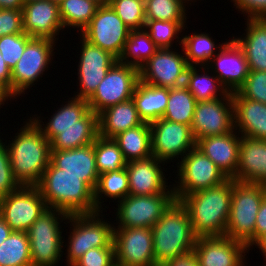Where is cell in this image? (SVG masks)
<instances>
[{
    "instance_id": "6da1fadb",
    "label": "cell",
    "mask_w": 266,
    "mask_h": 266,
    "mask_svg": "<svg viewBox=\"0 0 266 266\" xmlns=\"http://www.w3.org/2000/svg\"><path fill=\"white\" fill-rule=\"evenodd\" d=\"M233 179L181 197L197 238L224 236L229 218Z\"/></svg>"
},
{
    "instance_id": "7a4b0ae2",
    "label": "cell",
    "mask_w": 266,
    "mask_h": 266,
    "mask_svg": "<svg viewBox=\"0 0 266 266\" xmlns=\"http://www.w3.org/2000/svg\"><path fill=\"white\" fill-rule=\"evenodd\" d=\"M18 131L7 146L13 176L20 186H37L50 163V141L31 117Z\"/></svg>"
},
{
    "instance_id": "3957f363",
    "label": "cell",
    "mask_w": 266,
    "mask_h": 266,
    "mask_svg": "<svg viewBox=\"0 0 266 266\" xmlns=\"http://www.w3.org/2000/svg\"><path fill=\"white\" fill-rule=\"evenodd\" d=\"M37 188L48 208L73 214L96 212L94 190L77 175L64 173L51 161Z\"/></svg>"
},
{
    "instance_id": "277c9868",
    "label": "cell",
    "mask_w": 266,
    "mask_h": 266,
    "mask_svg": "<svg viewBox=\"0 0 266 266\" xmlns=\"http://www.w3.org/2000/svg\"><path fill=\"white\" fill-rule=\"evenodd\" d=\"M157 266L193 251L197 237L186 208L175 200L152 227Z\"/></svg>"
},
{
    "instance_id": "5b68a950",
    "label": "cell",
    "mask_w": 266,
    "mask_h": 266,
    "mask_svg": "<svg viewBox=\"0 0 266 266\" xmlns=\"http://www.w3.org/2000/svg\"><path fill=\"white\" fill-rule=\"evenodd\" d=\"M265 198L262 184L242 183L233 179L231 208L225 235L242 242L248 249L255 244V222Z\"/></svg>"
},
{
    "instance_id": "8992f818",
    "label": "cell",
    "mask_w": 266,
    "mask_h": 266,
    "mask_svg": "<svg viewBox=\"0 0 266 266\" xmlns=\"http://www.w3.org/2000/svg\"><path fill=\"white\" fill-rule=\"evenodd\" d=\"M69 215L58 209L48 208L26 231L31 249L32 266H56L62 257V231L60 219Z\"/></svg>"
},
{
    "instance_id": "52a82bcc",
    "label": "cell",
    "mask_w": 266,
    "mask_h": 266,
    "mask_svg": "<svg viewBox=\"0 0 266 266\" xmlns=\"http://www.w3.org/2000/svg\"><path fill=\"white\" fill-rule=\"evenodd\" d=\"M100 212L69 215L73 228L68 237L67 266H73L91 248L114 247V225L100 219Z\"/></svg>"
},
{
    "instance_id": "ba28073f",
    "label": "cell",
    "mask_w": 266,
    "mask_h": 266,
    "mask_svg": "<svg viewBox=\"0 0 266 266\" xmlns=\"http://www.w3.org/2000/svg\"><path fill=\"white\" fill-rule=\"evenodd\" d=\"M177 164L178 181L173 187L176 200L196 191L217 186L228 178L196 146L192 148Z\"/></svg>"
},
{
    "instance_id": "9c48e42d",
    "label": "cell",
    "mask_w": 266,
    "mask_h": 266,
    "mask_svg": "<svg viewBox=\"0 0 266 266\" xmlns=\"http://www.w3.org/2000/svg\"><path fill=\"white\" fill-rule=\"evenodd\" d=\"M139 81L137 67L120 63L117 60L95 92L87 99L90 110L98 115L108 107L132 99Z\"/></svg>"
},
{
    "instance_id": "30bf717a",
    "label": "cell",
    "mask_w": 266,
    "mask_h": 266,
    "mask_svg": "<svg viewBox=\"0 0 266 266\" xmlns=\"http://www.w3.org/2000/svg\"><path fill=\"white\" fill-rule=\"evenodd\" d=\"M55 41L47 38H32L25 51L11 70V99L22 95L44 74L51 63Z\"/></svg>"
},
{
    "instance_id": "8fae6325",
    "label": "cell",
    "mask_w": 266,
    "mask_h": 266,
    "mask_svg": "<svg viewBox=\"0 0 266 266\" xmlns=\"http://www.w3.org/2000/svg\"><path fill=\"white\" fill-rule=\"evenodd\" d=\"M130 31L110 5H102L80 35L119 60Z\"/></svg>"
},
{
    "instance_id": "7c38bea8",
    "label": "cell",
    "mask_w": 266,
    "mask_h": 266,
    "mask_svg": "<svg viewBox=\"0 0 266 266\" xmlns=\"http://www.w3.org/2000/svg\"><path fill=\"white\" fill-rule=\"evenodd\" d=\"M46 209L37 186H20L0 199V216L12 231L26 232Z\"/></svg>"
},
{
    "instance_id": "4fadbf2b",
    "label": "cell",
    "mask_w": 266,
    "mask_h": 266,
    "mask_svg": "<svg viewBox=\"0 0 266 266\" xmlns=\"http://www.w3.org/2000/svg\"><path fill=\"white\" fill-rule=\"evenodd\" d=\"M175 200V194L128 195L118 201L116 227L152 228Z\"/></svg>"
},
{
    "instance_id": "5bb4252c",
    "label": "cell",
    "mask_w": 266,
    "mask_h": 266,
    "mask_svg": "<svg viewBox=\"0 0 266 266\" xmlns=\"http://www.w3.org/2000/svg\"><path fill=\"white\" fill-rule=\"evenodd\" d=\"M234 130L232 92L223 98L197 102L191 124L195 141L204 137L223 135Z\"/></svg>"
},
{
    "instance_id": "9a60e30c",
    "label": "cell",
    "mask_w": 266,
    "mask_h": 266,
    "mask_svg": "<svg viewBox=\"0 0 266 266\" xmlns=\"http://www.w3.org/2000/svg\"><path fill=\"white\" fill-rule=\"evenodd\" d=\"M189 67L185 54H178L170 48L158 49L139 68L140 81L155 87H179L185 85L186 73Z\"/></svg>"
},
{
    "instance_id": "2e32d148",
    "label": "cell",
    "mask_w": 266,
    "mask_h": 266,
    "mask_svg": "<svg viewBox=\"0 0 266 266\" xmlns=\"http://www.w3.org/2000/svg\"><path fill=\"white\" fill-rule=\"evenodd\" d=\"M113 244L120 266H157L154 259L152 228H116Z\"/></svg>"
},
{
    "instance_id": "e0dca14e",
    "label": "cell",
    "mask_w": 266,
    "mask_h": 266,
    "mask_svg": "<svg viewBox=\"0 0 266 266\" xmlns=\"http://www.w3.org/2000/svg\"><path fill=\"white\" fill-rule=\"evenodd\" d=\"M152 155L167 163L196 146L191 127L160 118L150 123Z\"/></svg>"
},
{
    "instance_id": "ac0fdd59",
    "label": "cell",
    "mask_w": 266,
    "mask_h": 266,
    "mask_svg": "<svg viewBox=\"0 0 266 266\" xmlns=\"http://www.w3.org/2000/svg\"><path fill=\"white\" fill-rule=\"evenodd\" d=\"M80 37L81 50L78 64L80 90H78V94H75V97L88 99L117 59L109 52L90 43L81 35Z\"/></svg>"
},
{
    "instance_id": "d6986e66",
    "label": "cell",
    "mask_w": 266,
    "mask_h": 266,
    "mask_svg": "<svg viewBox=\"0 0 266 266\" xmlns=\"http://www.w3.org/2000/svg\"><path fill=\"white\" fill-rule=\"evenodd\" d=\"M193 252L199 266H244L243 259L249 249L242 242L224 235L197 238Z\"/></svg>"
},
{
    "instance_id": "ffe728a7",
    "label": "cell",
    "mask_w": 266,
    "mask_h": 266,
    "mask_svg": "<svg viewBox=\"0 0 266 266\" xmlns=\"http://www.w3.org/2000/svg\"><path fill=\"white\" fill-rule=\"evenodd\" d=\"M162 163L165 164L153 155L127 162L125 168L128 173L129 195L174 194L173 187L166 185L168 182L164 176V167L162 169L160 166Z\"/></svg>"
},
{
    "instance_id": "44dd1931",
    "label": "cell",
    "mask_w": 266,
    "mask_h": 266,
    "mask_svg": "<svg viewBox=\"0 0 266 266\" xmlns=\"http://www.w3.org/2000/svg\"><path fill=\"white\" fill-rule=\"evenodd\" d=\"M31 118L50 141L51 150H70L90 145L98 136V115L89 110L82 117V126L43 127L44 122ZM43 122V124H41Z\"/></svg>"
},
{
    "instance_id": "7402d4cb",
    "label": "cell",
    "mask_w": 266,
    "mask_h": 266,
    "mask_svg": "<svg viewBox=\"0 0 266 266\" xmlns=\"http://www.w3.org/2000/svg\"><path fill=\"white\" fill-rule=\"evenodd\" d=\"M210 62L207 67L214 71L213 73L228 92L237 91L249 74L243 50L233 39L219 49Z\"/></svg>"
},
{
    "instance_id": "603a6c76",
    "label": "cell",
    "mask_w": 266,
    "mask_h": 266,
    "mask_svg": "<svg viewBox=\"0 0 266 266\" xmlns=\"http://www.w3.org/2000/svg\"><path fill=\"white\" fill-rule=\"evenodd\" d=\"M23 12V30L32 38H47L53 41L64 30L59 4L49 0H35L25 3Z\"/></svg>"
},
{
    "instance_id": "cb8c5ba5",
    "label": "cell",
    "mask_w": 266,
    "mask_h": 266,
    "mask_svg": "<svg viewBox=\"0 0 266 266\" xmlns=\"http://www.w3.org/2000/svg\"><path fill=\"white\" fill-rule=\"evenodd\" d=\"M50 161L64 170V173L77 175L93 190L98 183V170L95 158V142L70 150H51Z\"/></svg>"
},
{
    "instance_id": "d4e9b609",
    "label": "cell",
    "mask_w": 266,
    "mask_h": 266,
    "mask_svg": "<svg viewBox=\"0 0 266 266\" xmlns=\"http://www.w3.org/2000/svg\"><path fill=\"white\" fill-rule=\"evenodd\" d=\"M234 130L223 135L198 139L196 147L200 149L226 175L233 178L239 162L240 134ZM240 136V137H239Z\"/></svg>"
},
{
    "instance_id": "484cf974",
    "label": "cell",
    "mask_w": 266,
    "mask_h": 266,
    "mask_svg": "<svg viewBox=\"0 0 266 266\" xmlns=\"http://www.w3.org/2000/svg\"><path fill=\"white\" fill-rule=\"evenodd\" d=\"M232 179L242 183L266 184V140L241 135L237 172Z\"/></svg>"
},
{
    "instance_id": "4316f807",
    "label": "cell",
    "mask_w": 266,
    "mask_h": 266,
    "mask_svg": "<svg viewBox=\"0 0 266 266\" xmlns=\"http://www.w3.org/2000/svg\"><path fill=\"white\" fill-rule=\"evenodd\" d=\"M235 130L242 136L266 140V104L232 92Z\"/></svg>"
},
{
    "instance_id": "83f0119b",
    "label": "cell",
    "mask_w": 266,
    "mask_h": 266,
    "mask_svg": "<svg viewBox=\"0 0 266 266\" xmlns=\"http://www.w3.org/2000/svg\"><path fill=\"white\" fill-rule=\"evenodd\" d=\"M135 103L132 99L108 107L98 114V135L114 138L127 129L141 125Z\"/></svg>"
},
{
    "instance_id": "f1b7e54d",
    "label": "cell",
    "mask_w": 266,
    "mask_h": 266,
    "mask_svg": "<svg viewBox=\"0 0 266 266\" xmlns=\"http://www.w3.org/2000/svg\"><path fill=\"white\" fill-rule=\"evenodd\" d=\"M245 37L233 38L251 71H266V18L247 19Z\"/></svg>"
},
{
    "instance_id": "f546056e",
    "label": "cell",
    "mask_w": 266,
    "mask_h": 266,
    "mask_svg": "<svg viewBox=\"0 0 266 266\" xmlns=\"http://www.w3.org/2000/svg\"><path fill=\"white\" fill-rule=\"evenodd\" d=\"M169 98V88L138 82L132 100L143 122L151 123L163 117Z\"/></svg>"
},
{
    "instance_id": "4dcf8cb0",
    "label": "cell",
    "mask_w": 266,
    "mask_h": 266,
    "mask_svg": "<svg viewBox=\"0 0 266 266\" xmlns=\"http://www.w3.org/2000/svg\"><path fill=\"white\" fill-rule=\"evenodd\" d=\"M113 139L118 143L127 162L152 156L151 128L148 122L127 129Z\"/></svg>"
},
{
    "instance_id": "1f68e13d",
    "label": "cell",
    "mask_w": 266,
    "mask_h": 266,
    "mask_svg": "<svg viewBox=\"0 0 266 266\" xmlns=\"http://www.w3.org/2000/svg\"><path fill=\"white\" fill-rule=\"evenodd\" d=\"M199 68L204 70L201 71L197 69L196 66H190L187 70L185 80V86L195 97L197 102L213 100L220 97L223 98L229 93L214 74L212 76L209 75V68H207V66Z\"/></svg>"
},
{
    "instance_id": "d6a6232c",
    "label": "cell",
    "mask_w": 266,
    "mask_h": 266,
    "mask_svg": "<svg viewBox=\"0 0 266 266\" xmlns=\"http://www.w3.org/2000/svg\"><path fill=\"white\" fill-rule=\"evenodd\" d=\"M197 101L185 85L169 88L163 119L191 127Z\"/></svg>"
},
{
    "instance_id": "836d02e7",
    "label": "cell",
    "mask_w": 266,
    "mask_h": 266,
    "mask_svg": "<svg viewBox=\"0 0 266 266\" xmlns=\"http://www.w3.org/2000/svg\"><path fill=\"white\" fill-rule=\"evenodd\" d=\"M150 35L144 29L131 30L119 62L138 69L158 50ZM128 58V59H127ZM131 60H130V59Z\"/></svg>"
},
{
    "instance_id": "e575fe53",
    "label": "cell",
    "mask_w": 266,
    "mask_h": 266,
    "mask_svg": "<svg viewBox=\"0 0 266 266\" xmlns=\"http://www.w3.org/2000/svg\"><path fill=\"white\" fill-rule=\"evenodd\" d=\"M215 45V42L207 33H194L182 37V51L189 66H207L216 55L217 48L221 49L225 44ZM216 50V51H214ZM215 52V53H214Z\"/></svg>"
},
{
    "instance_id": "d590c367",
    "label": "cell",
    "mask_w": 266,
    "mask_h": 266,
    "mask_svg": "<svg viewBox=\"0 0 266 266\" xmlns=\"http://www.w3.org/2000/svg\"><path fill=\"white\" fill-rule=\"evenodd\" d=\"M102 194H104L102 196ZM129 195L128 173L126 168L105 172L99 175L98 183L94 190V200L96 212L100 211L103 207L101 205V198L109 197L114 200L121 201ZM100 196V197H99Z\"/></svg>"
},
{
    "instance_id": "8d00e7d4",
    "label": "cell",
    "mask_w": 266,
    "mask_h": 266,
    "mask_svg": "<svg viewBox=\"0 0 266 266\" xmlns=\"http://www.w3.org/2000/svg\"><path fill=\"white\" fill-rule=\"evenodd\" d=\"M0 266H32L26 232L12 231L0 245Z\"/></svg>"
},
{
    "instance_id": "74e56055",
    "label": "cell",
    "mask_w": 266,
    "mask_h": 266,
    "mask_svg": "<svg viewBox=\"0 0 266 266\" xmlns=\"http://www.w3.org/2000/svg\"><path fill=\"white\" fill-rule=\"evenodd\" d=\"M98 6L93 0H62L59 3V15L63 28H80L78 30L81 33L91 22Z\"/></svg>"
},
{
    "instance_id": "f35d334b",
    "label": "cell",
    "mask_w": 266,
    "mask_h": 266,
    "mask_svg": "<svg viewBox=\"0 0 266 266\" xmlns=\"http://www.w3.org/2000/svg\"><path fill=\"white\" fill-rule=\"evenodd\" d=\"M95 158L98 174L124 169L127 165L118 143L113 138L98 135L95 139Z\"/></svg>"
},
{
    "instance_id": "ab89813d",
    "label": "cell",
    "mask_w": 266,
    "mask_h": 266,
    "mask_svg": "<svg viewBox=\"0 0 266 266\" xmlns=\"http://www.w3.org/2000/svg\"><path fill=\"white\" fill-rule=\"evenodd\" d=\"M192 0H144L146 20L186 22L185 3Z\"/></svg>"
},
{
    "instance_id": "60d3db41",
    "label": "cell",
    "mask_w": 266,
    "mask_h": 266,
    "mask_svg": "<svg viewBox=\"0 0 266 266\" xmlns=\"http://www.w3.org/2000/svg\"><path fill=\"white\" fill-rule=\"evenodd\" d=\"M186 22L146 20L144 30L150 35L155 45L159 48H171L174 38L182 45V38L178 37L185 30ZM181 41H180V40Z\"/></svg>"
},
{
    "instance_id": "b9f144b4",
    "label": "cell",
    "mask_w": 266,
    "mask_h": 266,
    "mask_svg": "<svg viewBox=\"0 0 266 266\" xmlns=\"http://www.w3.org/2000/svg\"><path fill=\"white\" fill-rule=\"evenodd\" d=\"M61 105L44 127L82 126V117L90 110L87 99L77 97Z\"/></svg>"
},
{
    "instance_id": "7bdbcfd3",
    "label": "cell",
    "mask_w": 266,
    "mask_h": 266,
    "mask_svg": "<svg viewBox=\"0 0 266 266\" xmlns=\"http://www.w3.org/2000/svg\"><path fill=\"white\" fill-rule=\"evenodd\" d=\"M110 6L130 30L144 29V0H111Z\"/></svg>"
},
{
    "instance_id": "ee69618b",
    "label": "cell",
    "mask_w": 266,
    "mask_h": 266,
    "mask_svg": "<svg viewBox=\"0 0 266 266\" xmlns=\"http://www.w3.org/2000/svg\"><path fill=\"white\" fill-rule=\"evenodd\" d=\"M32 39L26 33L10 34L0 37V52L7 66L12 70Z\"/></svg>"
},
{
    "instance_id": "f6af8a7d",
    "label": "cell",
    "mask_w": 266,
    "mask_h": 266,
    "mask_svg": "<svg viewBox=\"0 0 266 266\" xmlns=\"http://www.w3.org/2000/svg\"><path fill=\"white\" fill-rule=\"evenodd\" d=\"M243 97L266 104V71H251L237 90Z\"/></svg>"
},
{
    "instance_id": "bcb514c9",
    "label": "cell",
    "mask_w": 266,
    "mask_h": 266,
    "mask_svg": "<svg viewBox=\"0 0 266 266\" xmlns=\"http://www.w3.org/2000/svg\"><path fill=\"white\" fill-rule=\"evenodd\" d=\"M19 187L13 176L7 145L0 139V199Z\"/></svg>"
},
{
    "instance_id": "7dc6e473",
    "label": "cell",
    "mask_w": 266,
    "mask_h": 266,
    "mask_svg": "<svg viewBox=\"0 0 266 266\" xmlns=\"http://www.w3.org/2000/svg\"><path fill=\"white\" fill-rule=\"evenodd\" d=\"M114 247H98L88 250L73 266H115Z\"/></svg>"
},
{
    "instance_id": "c3c4849f",
    "label": "cell",
    "mask_w": 266,
    "mask_h": 266,
    "mask_svg": "<svg viewBox=\"0 0 266 266\" xmlns=\"http://www.w3.org/2000/svg\"><path fill=\"white\" fill-rule=\"evenodd\" d=\"M23 32L22 10L0 9V37Z\"/></svg>"
},
{
    "instance_id": "681fc988",
    "label": "cell",
    "mask_w": 266,
    "mask_h": 266,
    "mask_svg": "<svg viewBox=\"0 0 266 266\" xmlns=\"http://www.w3.org/2000/svg\"><path fill=\"white\" fill-rule=\"evenodd\" d=\"M234 6L243 13L248 14V19L266 18V0H232Z\"/></svg>"
},
{
    "instance_id": "f907efd6",
    "label": "cell",
    "mask_w": 266,
    "mask_h": 266,
    "mask_svg": "<svg viewBox=\"0 0 266 266\" xmlns=\"http://www.w3.org/2000/svg\"><path fill=\"white\" fill-rule=\"evenodd\" d=\"M266 234V197L260 204L255 222V243Z\"/></svg>"
},
{
    "instance_id": "816d5d0a",
    "label": "cell",
    "mask_w": 266,
    "mask_h": 266,
    "mask_svg": "<svg viewBox=\"0 0 266 266\" xmlns=\"http://www.w3.org/2000/svg\"><path fill=\"white\" fill-rule=\"evenodd\" d=\"M0 86L11 97V69L7 66L0 52Z\"/></svg>"
},
{
    "instance_id": "f5cc1de1",
    "label": "cell",
    "mask_w": 266,
    "mask_h": 266,
    "mask_svg": "<svg viewBox=\"0 0 266 266\" xmlns=\"http://www.w3.org/2000/svg\"><path fill=\"white\" fill-rule=\"evenodd\" d=\"M162 266H199V263L195 253L192 251L180 257L173 258Z\"/></svg>"
},
{
    "instance_id": "db71d44e",
    "label": "cell",
    "mask_w": 266,
    "mask_h": 266,
    "mask_svg": "<svg viewBox=\"0 0 266 266\" xmlns=\"http://www.w3.org/2000/svg\"><path fill=\"white\" fill-rule=\"evenodd\" d=\"M23 0H0V9L22 10Z\"/></svg>"
},
{
    "instance_id": "11a10c76",
    "label": "cell",
    "mask_w": 266,
    "mask_h": 266,
    "mask_svg": "<svg viewBox=\"0 0 266 266\" xmlns=\"http://www.w3.org/2000/svg\"><path fill=\"white\" fill-rule=\"evenodd\" d=\"M11 232H12V229L0 216V245L3 243V241H5V239L8 238Z\"/></svg>"
},
{
    "instance_id": "9f6ffc18",
    "label": "cell",
    "mask_w": 266,
    "mask_h": 266,
    "mask_svg": "<svg viewBox=\"0 0 266 266\" xmlns=\"http://www.w3.org/2000/svg\"><path fill=\"white\" fill-rule=\"evenodd\" d=\"M254 245L257 246L261 250L266 260V234L263 235Z\"/></svg>"
},
{
    "instance_id": "6f0895ef",
    "label": "cell",
    "mask_w": 266,
    "mask_h": 266,
    "mask_svg": "<svg viewBox=\"0 0 266 266\" xmlns=\"http://www.w3.org/2000/svg\"><path fill=\"white\" fill-rule=\"evenodd\" d=\"M9 98V99H8ZM11 100V97L8 95V93L0 86V108L2 107L1 105L3 104L4 106V102Z\"/></svg>"
},
{
    "instance_id": "680465c9",
    "label": "cell",
    "mask_w": 266,
    "mask_h": 266,
    "mask_svg": "<svg viewBox=\"0 0 266 266\" xmlns=\"http://www.w3.org/2000/svg\"><path fill=\"white\" fill-rule=\"evenodd\" d=\"M93 1L99 6H102V5H110L111 0H93Z\"/></svg>"
},
{
    "instance_id": "91938a15",
    "label": "cell",
    "mask_w": 266,
    "mask_h": 266,
    "mask_svg": "<svg viewBox=\"0 0 266 266\" xmlns=\"http://www.w3.org/2000/svg\"><path fill=\"white\" fill-rule=\"evenodd\" d=\"M49 1L59 4L62 0H49Z\"/></svg>"
},
{
    "instance_id": "94428289",
    "label": "cell",
    "mask_w": 266,
    "mask_h": 266,
    "mask_svg": "<svg viewBox=\"0 0 266 266\" xmlns=\"http://www.w3.org/2000/svg\"><path fill=\"white\" fill-rule=\"evenodd\" d=\"M30 1H35V0H23L24 4H25V3H28V2H30Z\"/></svg>"
},
{
    "instance_id": "6125c7cd",
    "label": "cell",
    "mask_w": 266,
    "mask_h": 266,
    "mask_svg": "<svg viewBox=\"0 0 266 266\" xmlns=\"http://www.w3.org/2000/svg\"><path fill=\"white\" fill-rule=\"evenodd\" d=\"M263 186H264L265 197H266V184H264Z\"/></svg>"
}]
</instances>
